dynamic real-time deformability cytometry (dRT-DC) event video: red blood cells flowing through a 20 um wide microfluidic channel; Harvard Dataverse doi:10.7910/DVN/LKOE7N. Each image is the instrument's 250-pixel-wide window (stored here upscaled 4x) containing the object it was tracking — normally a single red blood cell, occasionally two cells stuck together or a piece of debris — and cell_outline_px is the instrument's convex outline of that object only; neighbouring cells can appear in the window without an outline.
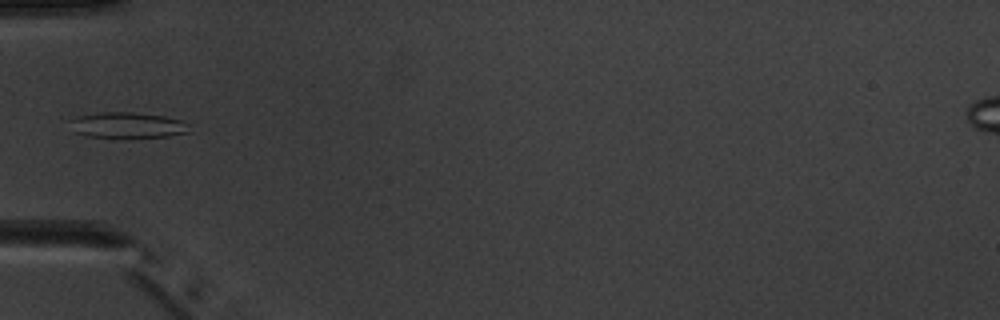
{"species": "common noctule bat (a hibernating species)", "species_latin": "Nyctalus noctula", "temperature_condition": "warm", "stored_images_in_passage": 6, "camera_frame_rate_fps": 3000, "um_per_image_px": 0.085, "animal": {"sex": "male", "body_mass_g": 20.1, "forearm_length_mm": 53.5}, "frame": {"image": 1, "passage_image": 5, "time_ms": 5.667, "image_size_px": [1000, 320], "cell_outline_px": [[192, 124], [188, 132], [168, 136], [120, 140], [88, 136], [76, 132], [72, 120], [76, 116], [104, 112], [132, 112], [164, 116], [180, 120]], "centroid_in_image_um": [10.91, 10.68], "position_along_channel_um": 74.1, "area_um2": 18.38}}